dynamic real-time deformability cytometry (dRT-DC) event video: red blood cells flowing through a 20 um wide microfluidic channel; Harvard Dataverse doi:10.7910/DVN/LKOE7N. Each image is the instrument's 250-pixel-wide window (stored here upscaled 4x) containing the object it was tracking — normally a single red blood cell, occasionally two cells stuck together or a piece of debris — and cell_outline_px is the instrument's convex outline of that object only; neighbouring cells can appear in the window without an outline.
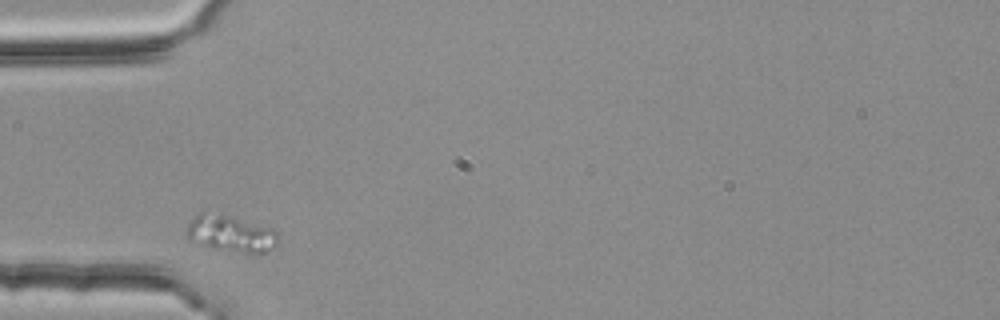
{"species": "common noctule bat (a hibernating species)", "species_latin": "Nyctalus noctula", "temperature_condition": "room temperature", "stored_images_in_passage": 3, "camera_frame_rate_fps": 3000, "um_per_image_px": 0.085, "animal": {"sex": "female", "body_mass_g": 25.1}, "frame": {"image": 1, "passage_image": 1, "time_ms": 0.0, "image_size_px": [1000, 320], "cell_outline_px": [[280, 244], [256, 256], [248, 256], [192, 244], [188, 240], [184, 228], [200, 212], [204, 212], [228, 216], [272, 228], [280, 236]], "centroid_in_image_um": [19.63, 19.94], "position_along_channel_um": 65.4, "area_um2": 20.4}}